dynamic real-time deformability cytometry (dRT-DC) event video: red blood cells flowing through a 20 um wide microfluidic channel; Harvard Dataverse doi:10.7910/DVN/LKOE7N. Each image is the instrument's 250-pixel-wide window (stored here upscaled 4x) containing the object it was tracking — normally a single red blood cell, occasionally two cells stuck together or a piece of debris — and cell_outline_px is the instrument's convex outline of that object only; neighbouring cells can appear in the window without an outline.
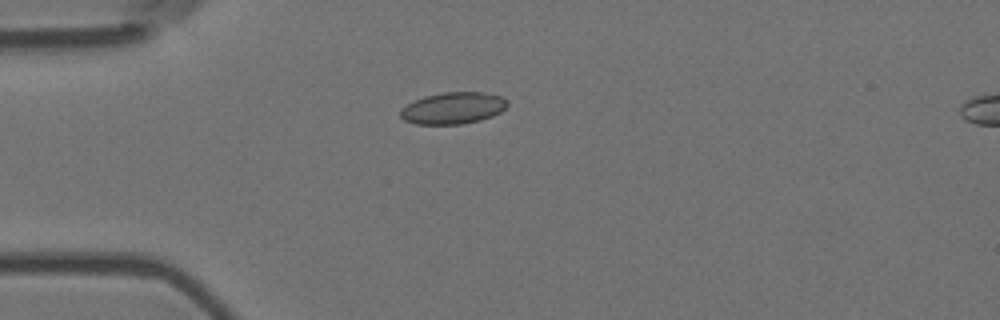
{"species": "Egyptian fruit bat (a non-hibernating species)", "species_latin": "Rousettus aegyptiacus", "temperature_condition": "room temperature", "stored_images_in_passage": 2, "camera_frame_rate_fps": 3000, "um_per_image_px": 0.085, "animal": {"sex": "female"}, "frame": {"image": 1, "passage_image": 2, "time_ms": 0.333, "image_size_px": [1000, 320], "cell_outline_px": [[508, 104], [500, 112], [492, 116], [480, 120], [460, 124], [416, 124], [404, 120], [400, 116], [400, 108], [424, 96], [444, 92], [480, 92], [504, 96], [508, 100]], "centroid_in_image_um": [38.52, 9.18], "position_along_channel_um": 46.5, "area_um2": 19.77}}